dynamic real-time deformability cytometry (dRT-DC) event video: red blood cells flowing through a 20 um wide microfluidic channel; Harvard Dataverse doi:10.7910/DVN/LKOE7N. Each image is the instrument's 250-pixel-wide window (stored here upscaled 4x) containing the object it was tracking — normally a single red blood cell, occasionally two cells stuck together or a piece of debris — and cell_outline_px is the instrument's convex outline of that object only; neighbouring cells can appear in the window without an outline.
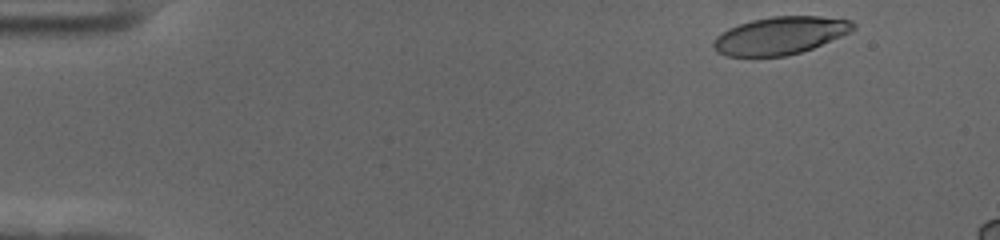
{"species": "human", "species_latin": "Homo sapiens", "temperature_condition": "cold", "stored_images_in_passage": 53, "camera_frame_rate_fps": 3000, "um_per_image_px": 0.085, "donor": {"sex": "female"}, "frame": {"image": 1, "passage_image": 2, "time_ms": 0.333, "image_size_px": [1000, 240], "cell_outline_px": [[856, 28], [840, 36], [812, 48], [800, 52], [784, 56], [728, 56], [716, 52], [712, 44], [716, 36], [728, 28], [752, 20], [772, 16], [820, 16], [852, 20], [856, 24]], "centroid_in_image_um": [66.3, 3.01], "position_along_channel_um": 18.7, "area_um2": 30.46}}
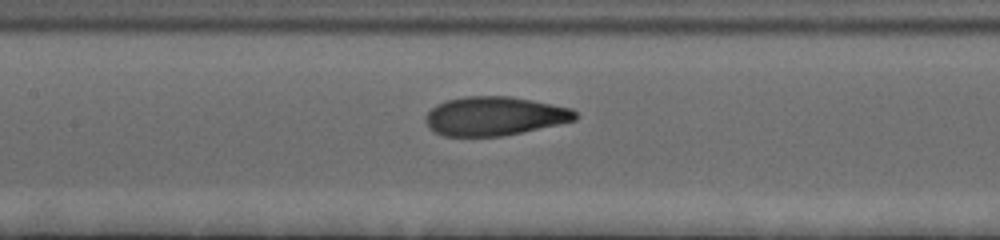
{"frame": {"image": 2, "passage_image": 24, "time_ms": 7.667, "image_size_px": [1000, 240], "cell_outline_px": [[576, 120], [520, 132], [500, 136], [444, 136], [436, 132], [424, 120], [424, 116], [436, 104], [444, 100], [464, 96], [508, 96], [532, 100], [572, 108], [576, 112]], "centroid_in_image_um": [42.0, 9.85], "position_along_channel_um": 165.4, "area_um2": 33.7}}
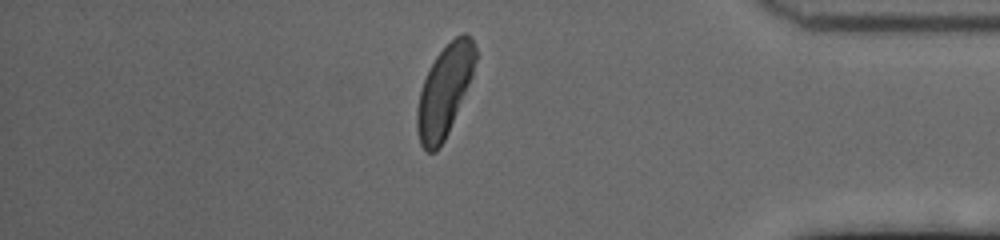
{"frame": {"image": 3, "passage_image": 46, "time_ms": 15.0, "image_size_px": [1000, 240], "cell_outline_px": [[476, 60], [472, 76], [448, 132], [444, 140], [436, 152], [428, 152], [420, 144], [416, 128], [416, 108], [420, 92], [424, 80], [436, 56], [456, 36], [464, 32], [472, 40], [476, 48]], "centroid_in_image_um": [37.77, 7.75], "position_along_channel_um": 397.4, "area_um2": 30.4}}